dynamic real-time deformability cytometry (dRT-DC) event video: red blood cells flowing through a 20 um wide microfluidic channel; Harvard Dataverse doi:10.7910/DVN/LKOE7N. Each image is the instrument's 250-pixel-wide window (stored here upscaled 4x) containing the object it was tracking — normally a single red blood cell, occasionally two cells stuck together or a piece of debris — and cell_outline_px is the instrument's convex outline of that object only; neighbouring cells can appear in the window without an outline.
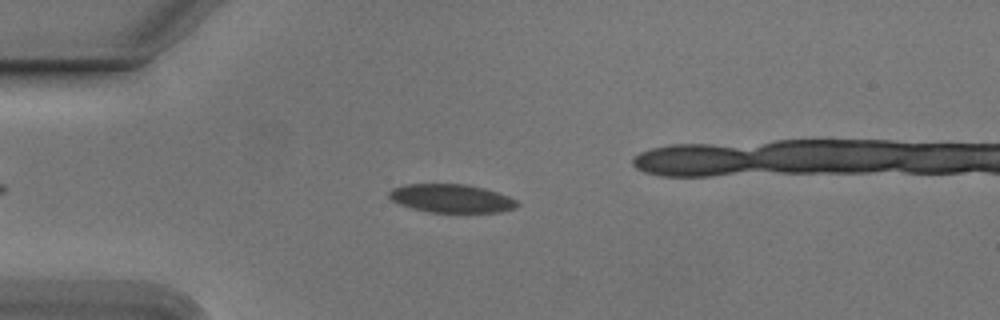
{"species": "Egyptian fruit bat (a non-hibernating species)", "species_latin": "Rousettus aegyptiacus", "temperature_condition": "cold", "stored_images_in_passage": 46, "camera_frame_rate_fps": 3000, "um_per_image_px": 0.085, "animal": {"sex": "male"}, "frame": {"image": 1, "passage_image": 10, "time_ms": 3.0, "image_size_px": [1000, 320], "cell_outline_px": [[520, 204], [516, 208], [500, 212], [428, 212], [412, 208], [400, 204], [392, 200], [388, 196], [388, 192], [392, 188], [408, 184], [464, 184], [484, 188], [508, 196], [516, 200]], "centroid_in_image_um": [38.37, 16.86], "position_along_channel_um": 46.6, "area_um2": 21.15}}
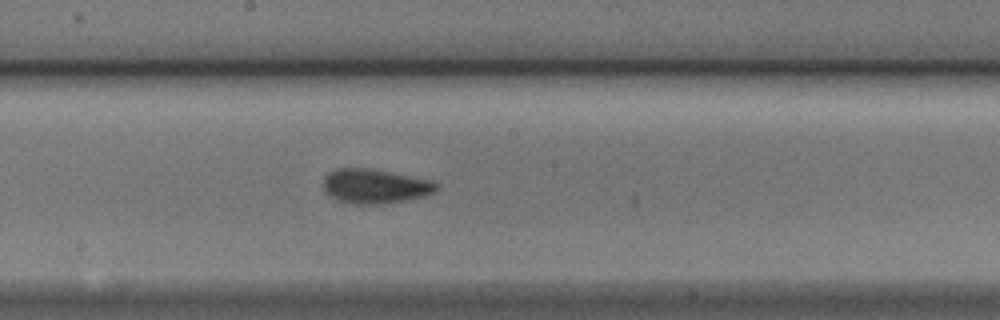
{"frame": {"image": 2, "passage_image": 25, "time_ms": 8.0, "image_size_px": [1000, 320], "cell_outline_px": [[436, 188], [432, 192], [420, 196], [388, 204], [348, 204], [336, 200], [324, 188], [324, 176], [328, 172], [336, 168], [368, 168], [428, 180], [436, 184]], "centroid_in_image_um": [31.77, 15.83], "position_along_channel_um": 216.4, "area_um2": 22.2}}
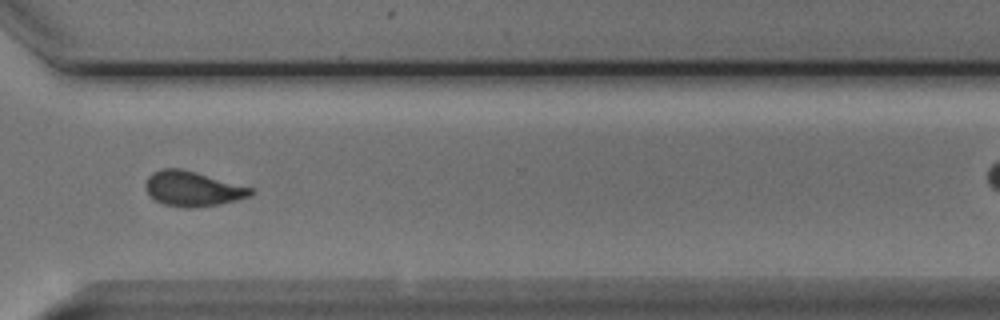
{"frame": {"image": 3, "passage_image": 36, "time_ms": 11.667, "image_size_px": [1000, 320], "cell_outline_px": [[256, 192], [248, 196], [236, 200], [216, 204], [192, 208], [184, 208], [164, 204], [156, 200], [144, 188], [144, 184], [148, 176], [152, 172], [160, 168], [180, 168], [196, 172], [252, 188]], "centroid_in_image_um": [16.33, 16.03], "position_along_channel_um": 354.3, "area_um2": 21.27}}